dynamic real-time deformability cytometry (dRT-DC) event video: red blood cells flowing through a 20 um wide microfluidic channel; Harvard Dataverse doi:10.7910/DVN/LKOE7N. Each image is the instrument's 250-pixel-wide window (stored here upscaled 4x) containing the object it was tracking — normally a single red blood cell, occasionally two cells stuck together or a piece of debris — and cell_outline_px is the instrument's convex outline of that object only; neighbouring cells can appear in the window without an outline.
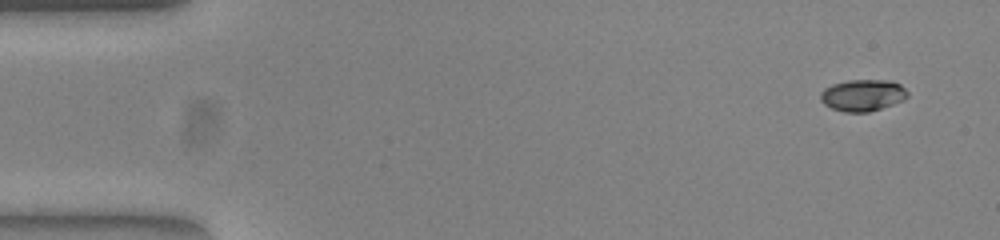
{"species": "common noctule bat (a hibernating species)", "species_latin": "Nyctalus noctula", "temperature_condition": "warm", "stored_images_in_passage": 50, "camera_frame_rate_fps": 3000, "um_per_image_px": 0.085, "animal": {"sex": "female", "body_mass_g": 23.0, "forearm_length_mm": 53.4}, "frame": {"image": 1, "passage_image": 1, "time_ms": 0.0, "image_size_px": [1000, 240], "cell_outline_px": [[908, 96], [904, 100], [868, 112], [844, 112], [832, 108], [824, 104], [820, 100], [820, 92], [824, 88], [832, 84], [848, 80], [892, 80], [900, 84], [908, 92]], "centroid_in_image_um": [73.32, 8.08], "position_along_channel_um": 11.7, "area_um2": 16.13}}
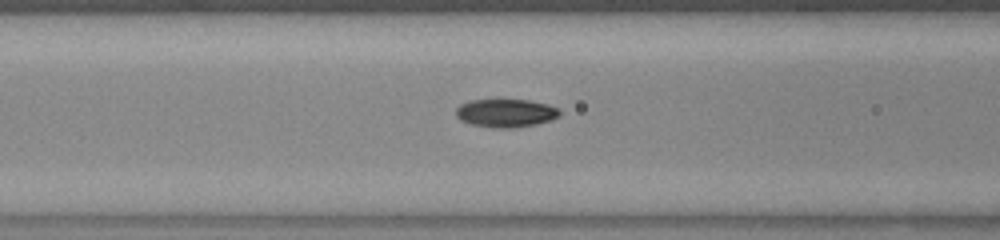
{"frame": {"image": 2, "passage_image": 19, "time_ms": 6.0, "image_size_px": [1000, 240], "cell_outline_px": [[560, 116], [536, 124], [508, 128], [500, 128], [472, 124], [460, 120], [456, 116], [456, 108], [460, 104], [468, 100], [528, 100], [548, 104], [560, 108]], "centroid_in_image_um": [42.99, 9.59], "position_along_channel_um": 123.6, "area_um2": 16.94}}
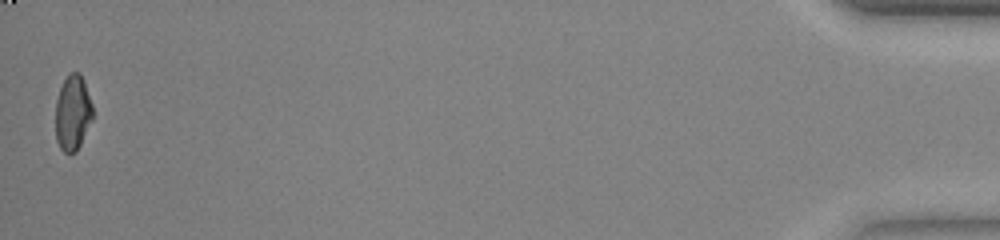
{"frame": {"image": 3, "passage_image": 50, "time_ms": 16.333, "image_size_px": [1000, 240], "cell_outline_px": [[92, 120], [76, 152], [64, 152], [60, 148], [56, 140], [56, 100], [60, 88], [68, 72], [80, 72], [84, 80], [92, 104]], "centroid_in_image_um": [6.18, 9.56], "position_along_channel_um": 429.0, "area_um2": 16.3}, "authors_computed_cell_mechanics": {"area_um2": 16.762, "velocity_mm_per_s": 3.9191, "shape_relaxation_time_tau1_ms": 5.5438, "shape_relaxation_time_tau2_ms": 2.1565, "deformation_change_tau1": 0.2047, "deformation_change_tau2": 0.049}}